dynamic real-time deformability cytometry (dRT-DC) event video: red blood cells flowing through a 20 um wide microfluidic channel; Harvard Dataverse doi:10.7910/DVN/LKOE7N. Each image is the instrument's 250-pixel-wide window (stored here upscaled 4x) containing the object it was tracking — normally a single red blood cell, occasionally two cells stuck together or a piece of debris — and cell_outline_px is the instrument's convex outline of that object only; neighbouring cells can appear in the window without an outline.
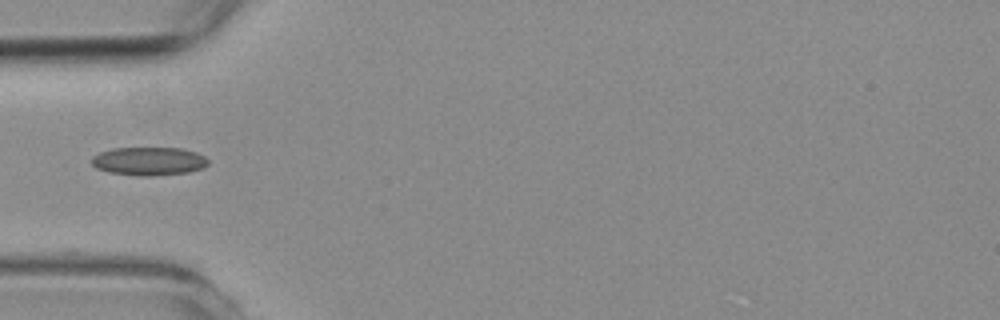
{"species": "common noctule bat (a hibernating species)", "species_latin": "Nyctalus noctula", "temperature_condition": "room temperature", "stored_images_in_passage": 7, "camera_frame_rate_fps": 3000, "um_per_image_px": 0.085, "animal": {"sex": "female", "body_mass_g": 19.3, "forearm_length_mm": 54.1}, "frame": {"image": 1, "passage_image": 1, "time_ms": 0.0, "image_size_px": [1000, 320], "cell_outline_px": [[208, 164], [204, 168], [188, 172], [152, 176], [140, 176], [108, 172], [96, 168], [92, 164], [92, 156], [100, 152], [112, 148], [180, 148], [196, 152], [204, 156], [208, 160]], "centroid_in_image_um": [12.65, 13.7], "position_along_channel_um": 72.3, "area_um2": 19.31}}
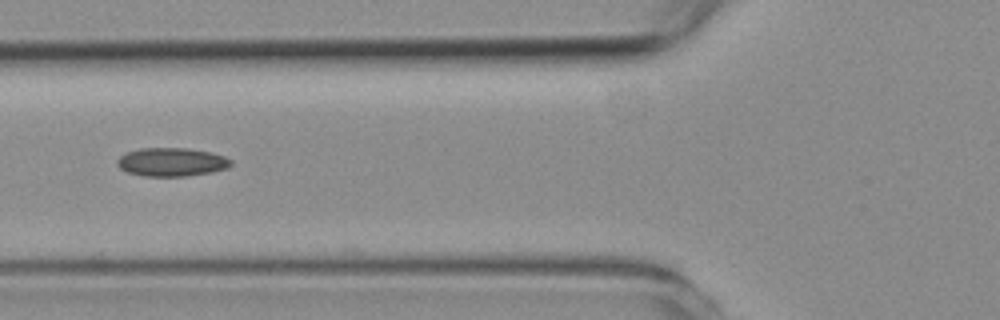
{"frame": {"image": 2, "passage_image": 4, "time_ms": 1.0, "image_size_px": [1000, 320], "cell_outline_px": [[232, 164], [228, 168], [212, 172], [188, 176], [144, 176], [128, 172], [120, 168], [116, 164], [116, 160], [120, 156], [128, 152], [140, 148], [188, 148], [212, 152], [224, 156], [232, 160]], "centroid_in_image_um": [14.61, 13.77], "position_along_channel_um": 111.2, "area_um2": 19.02}}